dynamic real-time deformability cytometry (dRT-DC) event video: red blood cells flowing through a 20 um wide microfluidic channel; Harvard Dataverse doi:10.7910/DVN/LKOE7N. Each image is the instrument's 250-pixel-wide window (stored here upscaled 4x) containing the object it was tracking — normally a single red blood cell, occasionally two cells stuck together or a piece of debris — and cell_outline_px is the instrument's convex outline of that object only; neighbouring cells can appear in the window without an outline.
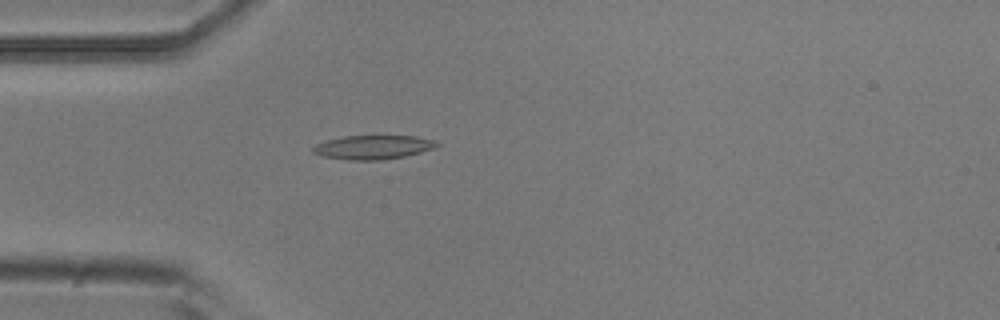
{"species": "common noctule bat (a hibernating species)", "species_latin": "Nyctalus noctula", "temperature_condition": "room temperature", "stored_images_in_passage": 5, "camera_frame_rate_fps": 3000, "um_per_image_px": 0.085, "animal": {"sex": "male", "body_mass_g": 20.5, "forearm_length_mm": 52.5}, "frame": {"image": 1, "passage_image": 5, "time_ms": 1.333, "image_size_px": [1000, 320], "cell_outline_px": [[440, 144], [436, 148], [404, 156], [380, 160], [348, 160], [324, 156], [312, 152], [312, 148], [316, 144], [328, 140], [344, 136], [416, 136], [432, 140]], "centroid_in_image_um": [31.72, 12.51], "position_along_channel_um": 53.3, "area_um2": 17.11}}